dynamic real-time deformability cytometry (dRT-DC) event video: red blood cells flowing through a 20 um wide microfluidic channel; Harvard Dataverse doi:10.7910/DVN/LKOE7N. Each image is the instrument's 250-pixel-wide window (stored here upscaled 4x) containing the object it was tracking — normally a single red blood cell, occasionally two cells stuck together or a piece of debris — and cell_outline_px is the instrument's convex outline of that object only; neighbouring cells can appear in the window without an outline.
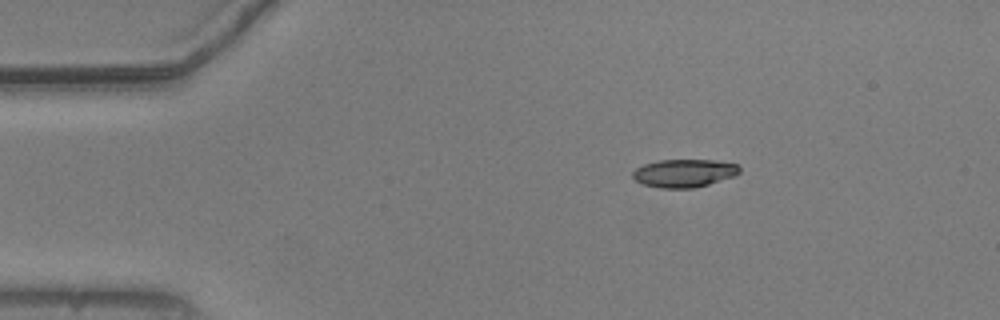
{"species": "common noctule bat (a hibernating species)", "species_latin": "Nyctalus noctula", "temperature_condition": "warm", "stored_images_in_passage": 46, "camera_frame_rate_fps": 3000, "um_per_image_px": 0.085, "animal": {"sex": "male", "body_mass_g": 20.5, "forearm_length_mm": 52.5}, "frame": {"image": 1, "passage_image": 1, "time_ms": 0.0, "image_size_px": [1000, 320], "cell_outline_px": [[740, 172], [736, 176], [696, 188], [660, 188], [640, 184], [632, 176], [632, 172], [636, 168], [644, 164], [660, 160], [712, 160], [740, 164]], "centroid_in_image_um": [58.17, 14.72], "position_along_channel_um": 26.8, "area_um2": 17.69}}
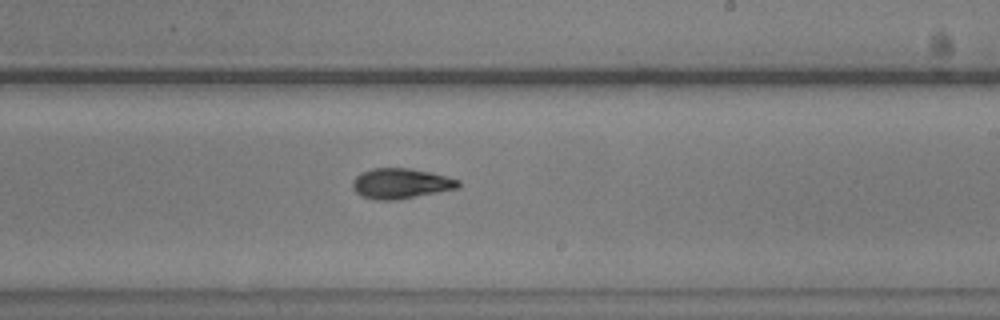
{"frame": {"image": 2, "passage_image": 24, "time_ms": 7.667, "image_size_px": [1000, 320], "cell_outline_px": [[460, 188], [396, 200], [376, 200], [360, 196], [352, 188], [352, 180], [360, 172], [372, 168], [408, 168], [432, 172], [460, 180]], "centroid_in_image_um": [34.05, 15.59], "position_along_channel_um": 254.9, "area_um2": 18.9}}
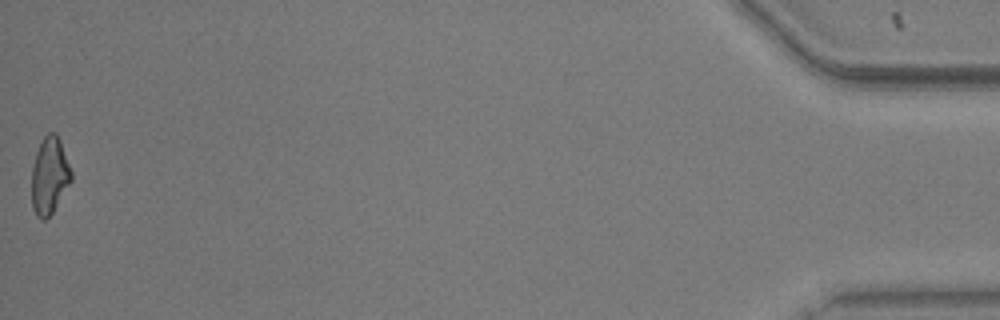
{"frame": {"image": 3, "passage_image": 46, "time_ms": 15.0, "image_size_px": [1000, 320], "cell_outline_px": [[72, 180], [52, 212], [44, 220], [40, 220], [36, 216], [32, 208], [32, 168], [36, 152], [44, 136], [48, 132], [56, 132], [60, 140], [72, 172]], "centroid_in_image_um": [4.2, 14.93], "position_along_channel_um": 431.0, "area_um2": 17.69}, "authors_computed_cell_mechanics": {"area_um2": 18.207, "velocity_mm_per_s": 3.7611, "shape_relaxation_time_tau1_ms": 3.033, "shape_relaxation_time_tau2_ms": 2.9254, "deformation_change_tau1": 0.1395, "deformation_change_tau2": 0.1017}}